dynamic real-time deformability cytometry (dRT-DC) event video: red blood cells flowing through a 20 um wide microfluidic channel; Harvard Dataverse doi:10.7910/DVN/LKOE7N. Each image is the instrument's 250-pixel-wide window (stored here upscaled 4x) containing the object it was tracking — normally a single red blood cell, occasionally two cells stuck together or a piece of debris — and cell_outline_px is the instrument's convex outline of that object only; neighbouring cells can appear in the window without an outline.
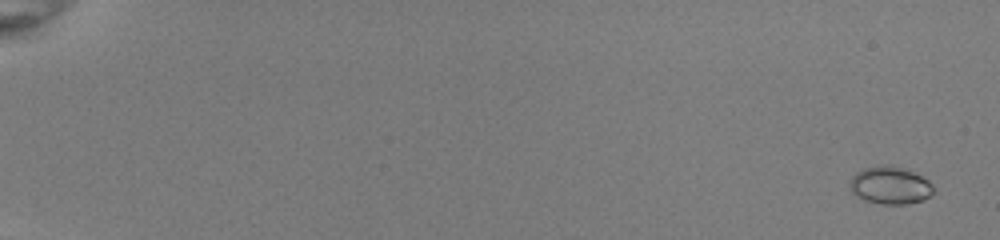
{"species": "common noctule bat (a hibernating species)", "species_latin": "Nyctalus noctula", "temperature_condition": "room temperature", "stored_images_in_passage": 55, "camera_frame_rate_fps": 3000, "um_per_image_px": 0.085, "animal": {"sex": "female", "body_mass_g": 22.0, "forearm_length_mm": 56.7}, "frame": {"image": 1, "passage_image": 3, "time_ms": 0.667, "image_size_px": [1000, 240], "cell_outline_px": [[932, 192], [924, 200], [904, 204], [884, 204], [864, 200], [852, 192], [848, 184], [852, 176], [856, 172], [864, 168], [880, 164], [884, 164], [900, 168], [912, 172], [928, 180], [932, 184]], "centroid_in_image_um": [75.61, 15.75], "position_along_channel_um": 9.4, "area_um2": 18.09}}
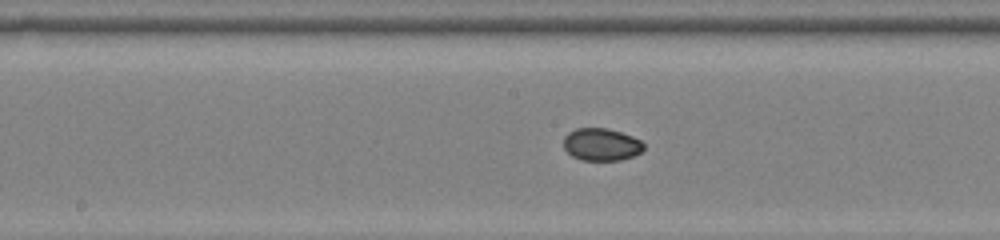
{"frame": {"image": 2, "passage_image": 32, "time_ms": 10.333, "image_size_px": [1000, 240], "cell_outline_px": [[644, 148], [640, 152], [632, 156], [620, 160], [580, 160], [572, 156], [564, 148], [564, 136], [568, 132], [576, 128], [608, 128], [632, 136], [640, 140], [644, 144]], "centroid_in_image_um": [51.1, 12.27], "position_along_channel_um": 197.1, "area_um2": 15.14}}
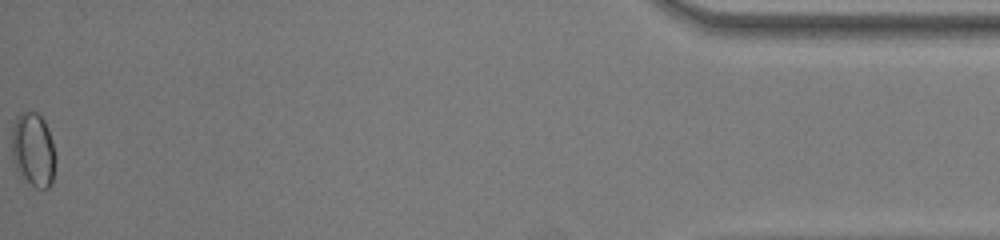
{"frame": {"image": 3, "passage_image": 55, "time_ms": 18.0, "image_size_px": [1000, 240], "cell_outline_px": [[56, 160], [52, 184], [48, 188], [36, 188], [16, 168], [12, 160], [12, 128], [16, 116], [20, 112], [36, 112], [44, 120], [52, 140], [56, 156]], "centroid_in_image_um": [2.84, 12.71], "position_along_channel_um": 432.4, "area_um2": 18.84}, "authors_computed_cell_mechanics": {"area_um2": 15.9528, "velocity_mm_per_s": 4.0258, "shape_relaxation_time_tau1_ms": 7.144, "shape_relaxation_time_tau2_ms": null, "deformation_change_tau1": 0.1472, "deformation_change_tau2": null}}